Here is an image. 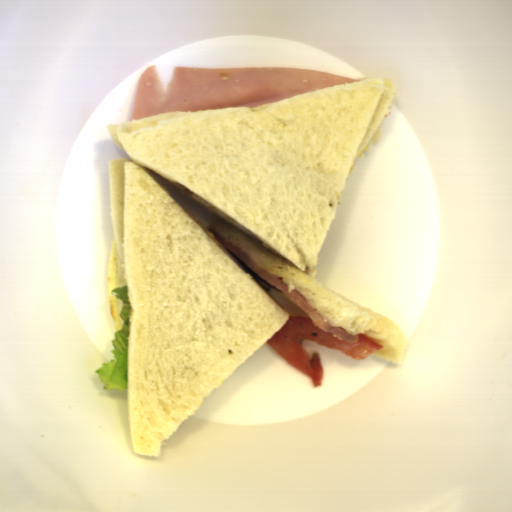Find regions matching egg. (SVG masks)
<instances>
[{"instance_id": "1", "label": "egg", "mask_w": 512, "mask_h": 512, "mask_svg": "<svg viewBox=\"0 0 512 512\" xmlns=\"http://www.w3.org/2000/svg\"><path fill=\"white\" fill-rule=\"evenodd\" d=\"M108 275V302L110 305L109 314L114 321V327L116 332H121L124 327V322L120 317L119 313L123 307V300L113 295L112 290L119 286V261H118V247L116 237L112 239L110 248V257L107 264Z\"/></svg>"}]
</instances>
